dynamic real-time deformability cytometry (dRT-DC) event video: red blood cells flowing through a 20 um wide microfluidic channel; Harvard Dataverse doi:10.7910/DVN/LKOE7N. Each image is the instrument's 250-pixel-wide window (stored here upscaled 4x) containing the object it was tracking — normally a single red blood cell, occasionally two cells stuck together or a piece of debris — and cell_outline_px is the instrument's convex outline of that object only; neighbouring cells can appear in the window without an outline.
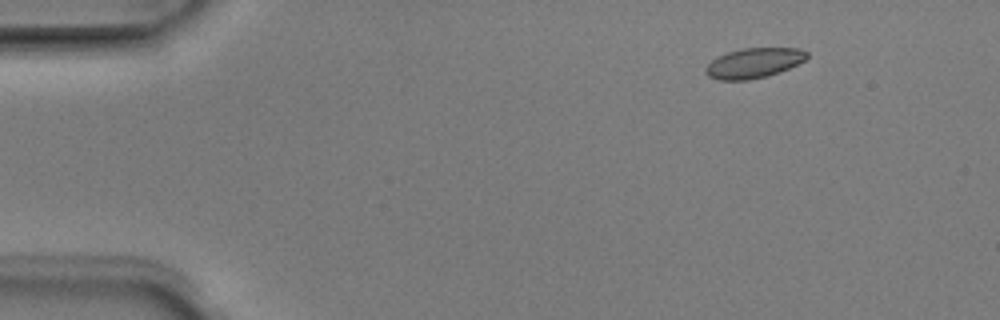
{"species": "Egyptian fruit bat (a non-hibernating species)", "species_latin": "Rousettus aegyptiacus", "temperature_condition": "room temperature", "stored_images_in_passage": 5, "camera_frame_rate_fps": 3000, "um_per_image_px": 0.085, "animal": {"sex": "male"}, "frame": {"image": 1, "passage_image": 2, "time_ms": 0.333, "image_size_px": [1000, 320], "cell_outline_px": [[808, 56], [804, 60], [788, 68], [764, 76], [748, 80], [720, 80], [708, 76], [704, 72], [704, 68], [716, 56], [728, 52], [744, 48], [800, 48], [808, 52]], "centroid_in_image_um": [64.03, 5.34], "position_along_channel_um": 21.0, "area_um2": 17.51}}